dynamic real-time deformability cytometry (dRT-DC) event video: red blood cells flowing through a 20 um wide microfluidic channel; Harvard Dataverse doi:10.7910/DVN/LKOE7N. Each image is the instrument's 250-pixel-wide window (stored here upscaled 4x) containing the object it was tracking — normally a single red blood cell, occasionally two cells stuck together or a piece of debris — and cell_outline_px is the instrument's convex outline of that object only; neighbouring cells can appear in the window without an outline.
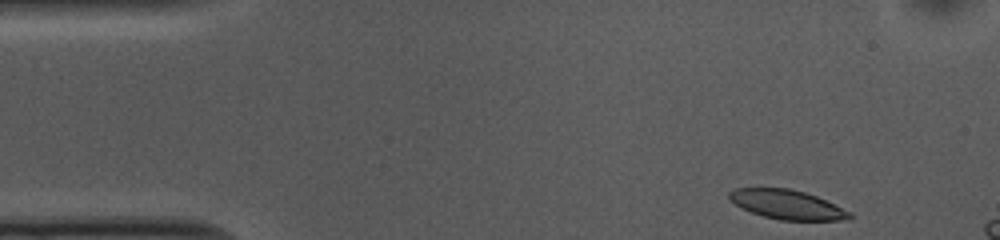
{"species": "common noctule bat (a hibernating species)", "species_latin": "Nyctalus noctula", "temperature_condition": "cold", "stored_images_in_passage": 9, "camera_frame_rate_fps": 3000, "um_per_image_px": 0.085, "animal": {"sex": "female", "body_mass_g": 10.0, "forearm_length_mm": 53.1}, "frame": {"image": 1, "passage_image": 1, "time_ms": 0.0, "image_size_px": [1000, 240], "cell_outline_px": [[852, 216], [848, 220], [780, 220], [764, 216], [752, 212], [728, 200], [728, 192], [736, 188], [788, 188], [804, 192], [816, 196], [852, 212]], "centroid_in_image_um": [66.91, 17.38], "position_along_channel_um": 18.1, "area_um2": 20.4}}